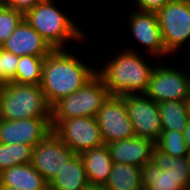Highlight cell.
I'll use <instances>...</instances> for the list:
<instances>
[{
  "instance_id": "d6986e66",
  "label": "cell",
  "mask_w": 190,
  "mask_h": 190,
  "mask_svg": "<svg viewBox=\"0 0 190 190\" xmlns=\"http://www.w3.org/2000/svg\"><path fill=\"white\" fill-rule=\"evenodd\" d=\"M105 187L108 190H144L142 168L113 163Z\"/></svg>"
},
{
  "instance_id": "5bb4252c",
  "label": "cell",
  "mask_w": 190,
  "mask_h": 190,
  "mask_svg": "<svg viewBox=\"0 0 190 190\" xmlns=\"http://www.w3.org/2000/svg\"><path fill=\"white\" fill-rule=\"evenodd\" d=\"M111 159L115 164H129L143 168L152 161L155 143L138 136L122 139L106 144Z\"/></svg>"
},
{
  "instance_id": "83f0119b",
  "label": "cell",
  "mask_w": 190,
  "mask_h": 190,
  "mask_svg": "<svg viewBox=\"0 0 190 190\" xmlns=\"http://www.w3.org/2000/svg\"><path fill=\"white\" fill-rule=\"evenodd\" d=\"M169 1L170 0H134L132 3L136 4L135 5L136 10L157 13Z\"/></svg>"
},
{
  "instance_id": "cb8c5ba5",
  "label": "cell",
  "mask_w": 190,
  "mask_h": 190,
  "mask_svg": "<svg viewBox=\"0 0 190 190\" xmlns=\"http://www.w3.org/2000/svg\"><path fill=\"white\" fill-rule=\"evenodd\" d=\"M33 147L26 144L0 143V173L13 166L31 163Z\"/></svg>"
},
{
  "instance_id": "4fadbf2b",
  "label": "cell",
  "mask_w": 190,
  "mask_h": 190,
  "mask_svg": "<svg viewBox=\"0 0 190 190\" xmlns=\"http://www.w3.org/2000/svg\"><path fill=\"white\" fill-rule=\"evenodd\" d=\"M52 132L51 117H37L20 120H1V144H26L35 147Z\"/></svg>"
},
{
  "instance_id": "7a4b0ae2",
  "label": "cell",
  "mask_w": 190,
  "mask_h": 190,
  "mask_svg": "<svg viewBox=\"0 0 190 190\" xmlns=\"http://www.w3.org/2000/svg\"><path fill=\"white\" fill-rule=\"evenodd\" d=\"M69 49H54L44 59L41 89L52 107L57 101L82 87L96 74V66L86 63ZM76 54V55H75Z\"/></svg>"
},
{
  "instance_id": "d4e9b609",
  "label": "cell",
  "mask_w": 190,
  "mask_h": 190,
  "mask_svg": "<svg viewBox=\"0 0 190 190\" xmlns=\"http://www.w3.org/2000/svg\"><path fill=\"white\" fill-rule=\"evenodd\" d=\"M155 146L172 157L181 158L187 156L188 153L184 135L178 131H162Z\"/></svg>"
},
{
  "instance_id": "30bf717a",
  "label": "cell",
  "mask_w": 190,
  "mask_h": 190,
  "mask_svg": "<svg viewBox=\"0 0 190 190\" xmlns=\"http://www.w3.org/2000/svg\"><path fill=\"white\" fill-rule=\"evenodd\" d=\"M105 144L135 137L124 96L109 95L96 116Z\"/></svg>"
},
{
  "instance_id": "44dd1931",
  "label": "cell",
  "mask_w": 190,
  "mask_h": 190,
  "mask_svg": "<svg viewBox=\"0 0 190 190\" xmlns=\"http://www.w3.org/2000/svg\"><path fill=\"white\" fill-rule=\"evenodd\" d=\"M152 162L163 171H169L174 175L185 189L190 188V165L187 156L172 157L155 146Z\"/></svg>"
},
{
  "instance_id": "ba28073f",
  "label": "cell",
  "mask_w": 190,
  "mask_h": 190,
  "mask_svg": "<svg viewBox=\"0 0 190 190\" xmlns=\"http://www.w3.org/2000/svg\"><path fill=\"white\" fill-rule=\"evenodd\" d=\"M129 15L125 18L128 21H125L127 28L130 29L131 37L133 36L136 40L135 43L137 48H134V45L130 47L126 46L125 49L141 52V46L147 55L156 57L159 61L166 59L169 61L172 60L171 56L165 49V45L163 43L161 29L158 24L157 14L154 12H144L140 10H136L135 8L132 11L126 10ZM139 44V45H138ZM138 45V46H137ZM140 46V49H138ZM128 47V48H127ZM161 58V59H160Z\"/></svg>"
},
{
  "instance_id": "e0dca14e",
  "label": "cell",
  "mask_w": 190,
  "mask_h": 190,
  "mask_svg": "<svg viewBox=\"0 0 190 190\" xmlns=\"http://www.w3.org/2000/svg\"><path fill=\"white\" fill-rule=\"evenodd\" d=\"M82 158L88 182L105 185L108 181L113 161L106 144L85 150L79 154Z\"/></svg>"
},
{
  "instance_id": "484cf974",
  "label": "cell",
  "mask_w": 190,
  "mask_h": 190,
  "mask_svg": "<svg viewBox=\"0 0 190 190\" xmlns=\"http://www.w3.org/2000/svg\"><path fill=\"white\" fill-rule=\"evenodd\" d=\"M23 19L22 12L0 4V45L12 35Z\"/></svg>"
},
{
  "instance_id": "1f68e13d",
  "label": "cell",
  "mask_w": 190,
  "mask_h": 190,
  "mask_svg": "<svg viewBox=\"0 0 190 190\" xmlns=\"http://www.w3.org/2000/svg\"><path fill=\"white\" fill-rule=\"evenodd\" d=\"M186 101H187L188 117L190 119V97Z\"/></svg>"
},
{
  "instance_id": "2e32d148",
  "label": "cell",
  "mask_w": 190,
  "mask_h": 190,
  "mask_svg": "<svg viewBox=\"0 0 190 190\" xmlns=\"http://www.w3.org/2000/svg\"><path fill=\"white\" fill-rule=\"evenodd\" d=\"M0 188L48 190V182L28 163L3 170L0 173Z\"/></svg>"
},
{
  "instance_id": "f1b7e54d",
  "label": "cell",
  "mask_w": 190,
  "mask_h": 190,
  "mask_svg": "<svg viewBox=\"0 0 190 190\" xmlns=\"http://www.w3.org/2000/svg\"><path fill=\"white\" fill-rule=\"evenodd\" d=\"M43 0H2L0 4L25 14Z\"/></svg>"
},
{
  "instance_id": "277c9868",
  "label": "cell",
  "mask_w": 190,
  "mask_h": 190,
  "mask_svg": "<svg viewBox=\"0 0 190 190\" xmlns=\"http://www.w3.org/2000/svg\"><path fill=\"white\" fill-rule=\"evenodd\" d=\"M0 108L3 120L51 117V106L40 85L7 83L1 87Z\"/></svg>"
},
{
  "instance_id": "6da1fadb",
  "label": "cell",
  "mask_w": 190,
  "mask_h": 190,
  "mask_svg": "<svg viewBox=\"0 0 190 190\" xmlns=\"http://www.w3.org/2000/svg\"><path fill=\"white\" fill-rule=\"evenodd\" d=\"M119 50L112 52L115 55L111 54L107 59L105 57L99 61L96 73L103 79L110 95L144 94L148 88L150 74L159 60L153 56L148 60L150 55L123 47Z\"/></svg>"
},
{
  "instance_id": "ffe728a7",
  "label": "cell",
  "mask_w": 190,
  "mask_h": 190,
  "mask_svg": "<svg viewBox=\"0 0 190 190\" xmlns=\"http://www.w3.org/2000/svg\"><path fill=\"white\" fill-rule=\"evenodd\" d=\"M162 123V130H172L183 133L189 120L187 101H164L157 103Z\"/></svg>"
},
{
  "instance_id": "7c38bea8",
  "label": "cell",
  "mask_w": 190,
  "mask_h": 190,
  "mask_svg": "<svg viewBox=\"0 0 190 190\" xmlns=\"http://www.w3.org/2000/svg\"><path fill=\"white\" fill-rule=\"evenodd\" d=\"M75 155L53 132L33 147L31 164L49 183Z\"/></svg>"
},
{
  "instance_id": "d590c367",
  "label": "cell",
  "mask_w": 190,
  "mask_h": 190,
  "mask_svg": "<svg viewBox=\"0 0 190 190\" xmlns=\"http://www.w3.org/2000/svg\"><path fill=\"white\" fill-rule=\"evenodd\" d=\"M187 159H188V162H189V165H190V150H188Z\"/></svg>"
},
{
  "instance_id": "3957f363",
  "label": "cell",
  "mask_w": 190,
  "mask_h": 190,
  "mask_svg": "<svg viewBox=\"0 0 190 190\" xmlns=\"http://www.w3.org/2000/svg\"><path fill=\"white\" fill-rule=\"evenodd\" d=\"M60 8L55 0H43L27 11L24 19L53 50L68 49L71 41H76L78 46L81 43L89 45L87 40L90 36H86L82 27L75 22L76 17L73 18Z\"/></svg>"
},
{
  "instance_id": "9c48e42d",
  "label": "cell",
  "mask_w": 190,
  "mask_h": 190,
  "mask_svg": "<svg viewBox=\"0 0 190 190\" xmlns=\"http://www.w3.org/2000/svg\"><path fill=\"white\" fill-rule=\"evenodd\" d=\"M52 132L75 154L104 145L96 117L59 121Z\"/></svg>"
},
{
  "instance_id": "4316f807",
  "label": "cell",
  "mask_w": 190,
  "mask_h": 190,
  "mask_svg": "<svg viewBox=\"0 0 190 190\" xmlns=\"http://www.w3.org/2000/svg\"><path fill=\"white\" fill-rule=\"evenodd\" d=\"M19 56L5 51H1V87L12 82L16 76Z\"/></svg>"
},
{
  "instance_id": "d6a6232c",
  "label": "cell",
  "mask_w": 190,
  "mask_h": 190,
  "mask_svg": "<svg viewBox=\"0 0 190 190\" xmlns=\"http://www.w3.org/2000/svg\"><path fill=\"white\" fill-rule=\"evenodd\" d=\"M1 51H2V47L0 45V87H1Z\"/></svg>"
},
{
  "instance_id": "8fae6325",
  "label": "cell",
  "mask_w": 190,
  "mask_h": 190,
  "mask_svg": "<svg viewBox=\"0 0 190 190\" xmlns=\"http://www.w3.org/2000/svg\"><path fill=\"white\" fill-rule=\"evenodd\" d=\"M124 98L135 135L156 143L163 131L158 104L144 94Z\"/></svg>"
},
{
  "instance_id": "e575fe53",
  "label": "cell",
  "mask_w": 190,
  "mask_h": 190,
  "mask_svg": "<svg viewBox=\"0 0 190 190\" xmlns=\"http://www.w3.org/2000/svg\"><path fill=\"white\" fill-rule=\"evenodd\" d=\"M0 107H1V87H0ZM2 120V117H1V108H0V122Z\"/></svg>"
},
{
  "instance_id": "836d02e7",
  "label": "cell",
  "mask_w": 190,
  "mask_h": 190,
  "mask_svg": "<svg viewBox=\"0 0 190 190\" xmlns=\"http://www.w3.org/2000/svg\"><path fill=\"white\" fill-rule=\"evenodd\" d=\"M0 190H22L19 188H0Z\"/></svg>"
},
{
  "instance_id": "f546056e",
  "label": "cell",
  "mask_w": 190,
  "mask_h": 190,
  "mask_svg": "<svg viewBox=\"0 0 190 190\" xmlns=\"http://www.w3.org/2000/svg\"><path fill=\"white\" fill-rule=\"evenodd\" d=\"M183 135L185 138V144H186L188 150H190V119L188 120L187 125L185 126Z\"/></svg>"
},
{
  "instance_id": "4dcf8cb0",
  "label": "cell",
  "mask_w": 190,
  "mask_h": 190,
  "mask_svg": "<svg viewBox=\"0 0 190 190\" xmlns=\"http://www.w3.org/2000/svg\"><path fill=\"white\" fill-rule=\"evenodd\" d=\"M82 190H108L105 185L88 183Z\"/></svg>"
},
{
  "instance_id": "ac0fdd59",
  "label": "cell",
  "mask_w": 190,
  "mask_h": 190,
  "mask_svg": "<svg viewBox=\"0 0 190 190\" xmlns=\"http://www.w3.org/2000/svg\"><path fill=\"white\" fill-rule=\"evenodd\" d=\"M88 179L82 158L75 154L48 183V190H82Z\"/></svg>"
},
{
  "instance_id": "8992f818",
  "label": "cell",
  "mask_w": 190,
  "mask_h": 190,
  "mask_svg": "<svg viewBox=\"0 0 190 190\" xmlns=\"http://www.w3.org/2000/svg\"><path fill=\"white\" fill-rule=\"evenodd\" d=\"M166 61L160 60L154 66L144 95L156 103L170 100H187L190 97V69L187 70V68H190L188 63L190 61H187V67H185V62H182L184 67H181L179 65L180 61H175L177 66L173 65L174 59L170 61L172 64L168 60Z\"/></svg>"
},
{
  "instance_id": "9a60e30c",
  "label": "cell",
  "mask_w": 190,
  "mask_h": 190,
  "mask_svg": "<svg viewBox=\"0 0 190 190\" xmlns=\"http://www.w3.org/2000/svg\"><path fill=\"white\" fill-rule=\"evenodd\" d=\"M2 49L17 56H39L46 57L53 49L23 19L12 35L1 45Z\"/></svg>"
},
{
  "instance_id": "7402d4cb",
  "label": "cell",
  "mask_w": 190,
  "mask_h": 190,
  "mask_svg": "<svg viewBox=\"0 0 190 190\" xmlns=\"http://www.w3.org/2000/svg\"><path fill=\"white\" fill-rule=\"evenodd\" d=\"M144 190H184L178 180L169 171H163L152 161L142 168Z\"/></svg>"
},
{
  "instance_id": "52a82bcc",
  "label": "cell",
  "mask_w": 190,
  "mask_h": 190,
  "mask_svg": "<svg viewBox=\"0 0 190 190\" xmlns=\"http://www.w3.org/2000/svg\"><path fill=\"white\" fill-rule=\"evenodd\" d=\"M156 14L165 49L174 58L189 43L190 0H170Z\"/></svg>"
},
{
  "instance_id": "5b68a950",
  "label": "cell",
  "mask_w": 190,
  "mask_h": 190,
  "mask_svg": "<svg viewBox=\"0 0 190 190\" xmlns=\"http://www.w3.org/2000/svg\"><path fill=\"white\" fill-rule=\"evenodd\" d=\"M109 95L103 79L96 73L77 91L51 107V127L69 118L96 117Z\"/></svg>"
},
{
  "instance_id": "603a6c76",
  "label": "cell",
  "mask_w": 190,
  "mask_h": 190,
  "mask_svg": "<svg viewBox=\"0 0 190 190\" xmlns=\"http://www.w3.org/2000/svg\"><path fill=\"white\" fill-rule=\"evenodd\" d=\"M44 59L45 57L39 56H19L16 76L12 82L18 84L40 85Z\"/></svg>"
}]
</instances>
